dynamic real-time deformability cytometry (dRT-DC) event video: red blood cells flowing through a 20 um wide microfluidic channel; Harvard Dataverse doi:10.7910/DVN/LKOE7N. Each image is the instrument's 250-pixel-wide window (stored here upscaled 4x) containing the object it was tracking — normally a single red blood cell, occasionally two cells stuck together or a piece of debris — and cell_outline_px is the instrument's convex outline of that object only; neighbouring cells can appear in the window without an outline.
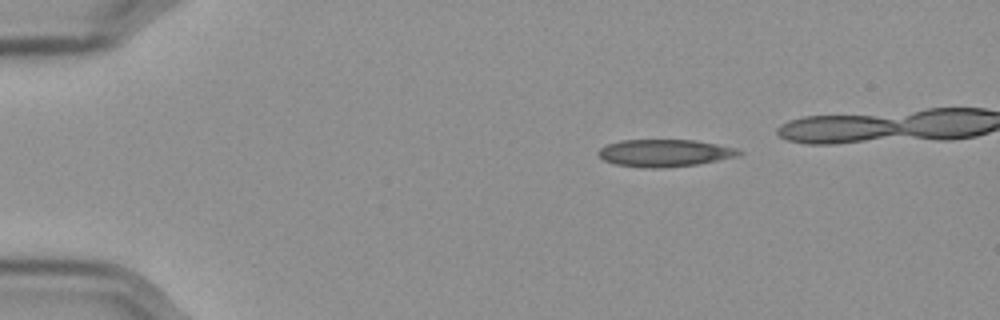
{"species": "Egyptian fruit bat (a non-hibernating species)", "species_latin": "Rousettus aegyptiacus", "temperature_condition": "cold", "stored_images_in_passage": 41, "camera_frame_rate_fps": 3000, "um_per_image_px": 0.085, "frame": {"image": 1, "passage_image": 1, "time_ms": 0.0, "image_size_px": [1000, 320], "cell_outline_px": [[744, 152], [740, 156], [700, 164], [664, 168], [644, 168], [616, 164], [604, 160], [596, 152], [600, 148], [608, 144], [620, 140], [692, 140], [716, 144], [736, 148]], "centroid_in_image_um": [56.52, 13.01], "position_along_channel_um": 28.5, "area_um2": 22.48}}
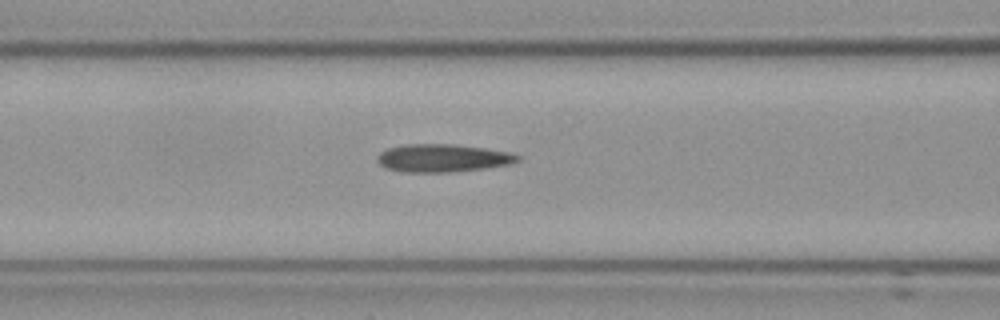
{"frame": {"image": 2, "passage_image": 15, "time_ms": 4.667, "image_size_px": [1000, 320], "cell_outline_px": [[520, 160], [512, 164], [488, 168], [452, 172], [400, 172], [384, 168], [376, 160], [376, 156], [380, 152], [388, 148], [404, 144], [456, 144], [512, 152], [520, 156]], "centroid_in_image_um": [37.63, 13.44], "position_along_channel_um": 129.0, "area_um2": 23.24}}
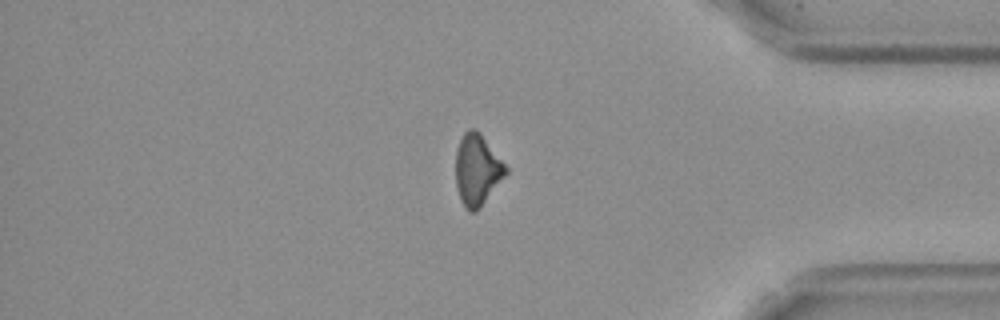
{"frame": {"image": 3, "passage_image": 39, "time_ms": 12.667, "image_size_px": [1000, 320], "cell_outline_px": [[508, 172], [480, 208], [476, 212], [468, 212], [464, 208], [460, 200], [456, 184], [456, 152], [460, 140], [464, 132], [468, 128], [476, 128], [480, 132], [508, 168]], "centroid_in_image_um": [40.55, 14.45], "position_along_channel_um": 394.6, "area_um2": 20.87}}